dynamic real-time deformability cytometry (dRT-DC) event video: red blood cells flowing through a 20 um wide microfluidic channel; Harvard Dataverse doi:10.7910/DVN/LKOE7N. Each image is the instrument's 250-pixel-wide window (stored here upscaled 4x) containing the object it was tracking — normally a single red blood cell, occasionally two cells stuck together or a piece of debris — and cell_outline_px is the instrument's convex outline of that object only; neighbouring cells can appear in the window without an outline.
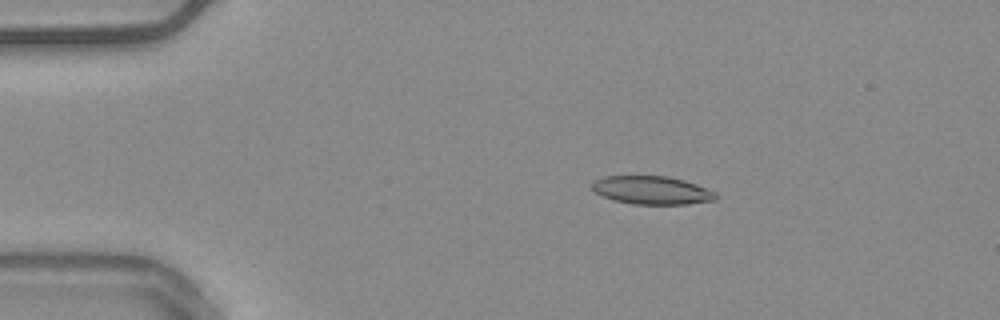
{"species": "common noctule bat (a hibernating species)", "species_latin": "Nyctalus noctula", "temperature_condition": "warm", "stored_images_in_passage": 53, "camera_frame_rate_fps": 3000, "um_per_image_px": 0.085, "animal": {"sex": "male", "body_mass_g": 20.4}, "frame": {"image": 1, "passage_image": 9, "time_ms": 2.667, "image_size_px": [1000, 320], "cell_outline_px": [[720, 196], [716, 200], [688, 204], [632, 204], [616, 200], [604, 196], [596, 192], [588, 184], [592, 180], [604, 176], [668, 176], [684, 180], [696, 184], [716, 192]], "centroid_in_image_um": [55.42, 16.16], "position_along_channel_um": 29.6, "area_um2": 20.52}}
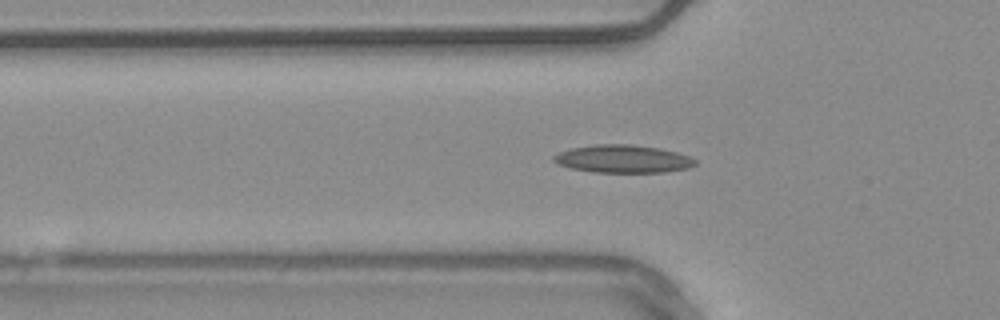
{"frame": {"image": 2, "passage_image": 17, "time_ms": 5.333, "image_size_px": [1000, 320], "cell_outline_px": [[696, 164], [688, 168], [664, 172], [592, 172], [572, 168], [560, 164], [552, 160], [552, 156], [560, 152], [572, 148], [592, 144], [632, 144], [660, 148], [676, 152], [688, 156], [696, 160]], "centroid_in_image_um": [52.95, 13.5], "position_along_channel_um": 72.9, "area_um2": 22.89}}
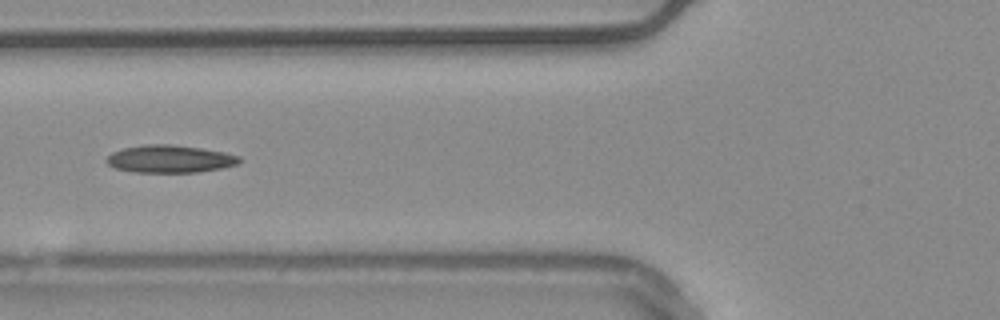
{"frame": {"image": 3, "passage_image": 20, "time_ms": 6.333, "image_size_px": [1000, 320], "cell_outline_px": [[240, 160], [236, 164], [220, 168], [196, 172], [132, 172], [112, 168], [104, 160], [112, 152], [124, 148], [144, 144], [172, 144], [200, 148], [224, 152], [240, 156]], "centroid_in_image_um": [14.37, 13.51], "position_along_channel_um": 111.4, "area_um2": 21.33}, "authors_computed_cell_mechanics": {"area_um2": 20.5768, "velocity_mm_per_s": 3.7783, "shape_relaxation_time_tau1_ms": null, "shape_relaxation_time_tau2_ms": 5.7608, "deformation_change_tau1": null, "deformation_change_tau2": 0.1493}}